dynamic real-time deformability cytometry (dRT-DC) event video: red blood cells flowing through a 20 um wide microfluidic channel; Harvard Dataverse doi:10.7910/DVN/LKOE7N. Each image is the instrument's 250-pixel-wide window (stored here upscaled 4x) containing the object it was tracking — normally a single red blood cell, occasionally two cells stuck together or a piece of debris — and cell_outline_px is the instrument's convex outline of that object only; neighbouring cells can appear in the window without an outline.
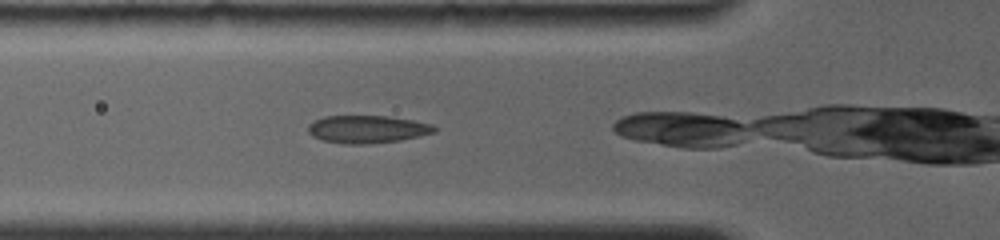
{"species": "common noctule bat (a hibernating species)", "species_latin": "Nyctalus noctula", "temperature_condition": "room temperature", "stored_images_in_passage": 4, "camera_frame_rate_fps": 4000, "um_per_image_px": 0.085, "animal": {"sex": "female", "body_mass_g": 19.0, "forearm_length_mm": 56.7}, "frame": {"image": 1, "passage_image": 2, "time_ms": 0.5, "image_size_px": [1000, 240], "cell_outline_px": [[440, 128], [436, 132], [400, 140], [360, 144], [348, 144], [320, 140], [312, 136], [308, 132], [308, 124], [312, 120], [324, 116], [388, 116], [412, 120], [432, 124]], "centroid_in_image_um": [31.2, 10.97], "position_along_channel_um": 94.6, "area_um2": 20.46}}